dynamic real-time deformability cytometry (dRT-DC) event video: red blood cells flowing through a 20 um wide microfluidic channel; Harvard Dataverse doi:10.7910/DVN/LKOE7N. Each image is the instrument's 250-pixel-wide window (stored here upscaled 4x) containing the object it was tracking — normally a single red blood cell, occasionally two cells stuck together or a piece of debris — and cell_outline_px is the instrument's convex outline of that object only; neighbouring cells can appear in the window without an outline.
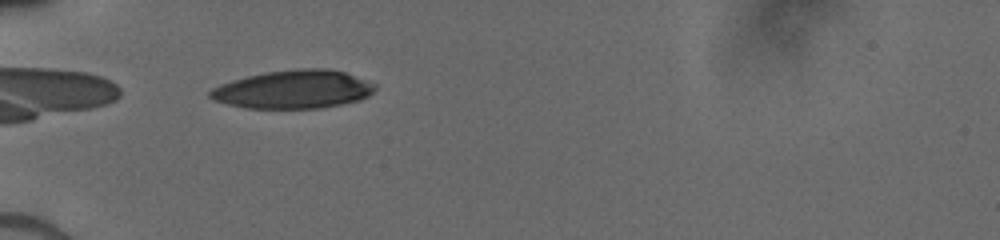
{"species": "human", "species_latin": "Homo sapiens", "temperature_condition": "cold", "stored_images_in_passage": 28, "camera_frame_rate_fps": 3000, "um_per_image_px": 0.085, "donor": {"sex": "male"}, "frame": {"image": 1, "passage_image": 1, "time_ms": 0.0, "image_size_px": [1000, 240], "cell_outline_px": [[376, 88], [368, 96], [360, 100], [320, 108], [244, 108], [212, 100], [208, 96], [208, 92], [212, 88], [248, 76], [264, 72], [300, 68], [328, 68], [344, 72], [376, 84]], "centroid_in_image_um": [24.95, 7.6], "position_along_channel_um": 60.1, "area_um2": 36.65}}
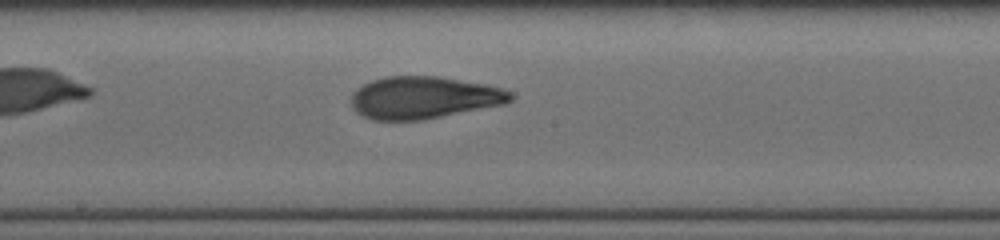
{"frame": {"image": 2, "passage_image": 10, "time_ms": 4.0, "image_size_px": [1000, 240], "cell_outline_px": [[512, 100], [504, 104], [424, 120], [372, 120], [356, 112], [352, 108], [352, 92], [356, 88], [372, 80], [384, 76], [436, 76], [484, 84], [504, 88], [512, 92]], "centroid_in_image_um": [36.01, 8.3], "position_along_channel_um": 212.2, "area_um2": 39.3}}
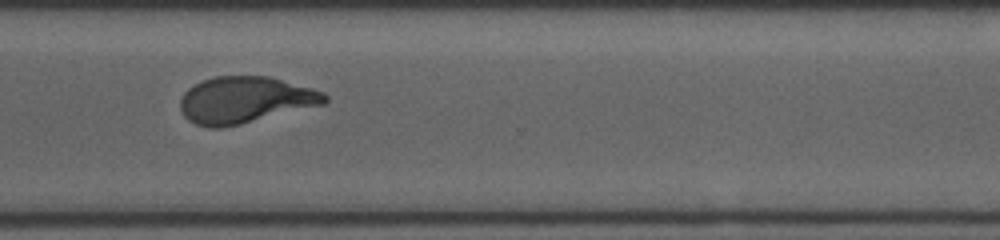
{"frame": {"image": 3, "passage_image": 20, "time_ms": 7.333, "image_size_px": [1000, 240], "cell_outline_px": [[328, 100], [324, 104], [240, 124], [220, 128], [208, 128], [196, 124], [188, 120], [184, 116], [180, 108], [180, 100], [184, 92], [188, 88], [204, 80], [216, 76], [268, 76], [312, 88], [324, 92], [328, 96]], "centroid_in_image_um": [20.82, 8.5], "position_along_channel_um": 349.8, "area_um2": 39.07}}